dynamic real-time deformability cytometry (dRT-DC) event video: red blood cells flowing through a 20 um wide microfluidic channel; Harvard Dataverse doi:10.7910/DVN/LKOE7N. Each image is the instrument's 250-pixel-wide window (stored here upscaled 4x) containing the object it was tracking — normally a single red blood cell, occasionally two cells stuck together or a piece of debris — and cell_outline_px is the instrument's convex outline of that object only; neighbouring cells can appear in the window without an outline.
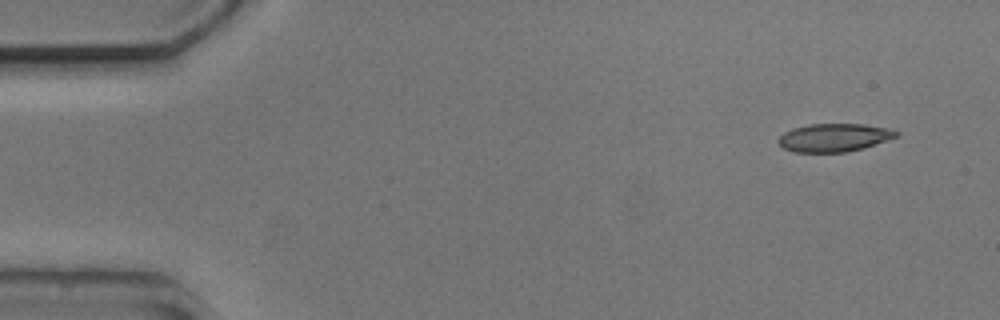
{"species": "common noctule bat (a hibernating species)", "species_latin": "Nyctalus noctula", "temperature_condition": "cold", "stored_images_in_passage": 6, "camera_frame_rate_fps": 3000, "um_per_image_px": 0.085, "animal": {"sex": "male", "body_mass_g": 20.5, "forearm_length_mm": 52.5}, "frame": {"image": 1, "passage_image": 1, "time_ms": 0.0, "image_size_px": [1000, 320], "cell_outline_px": [[900, 132], [896, 136], [864, 148], [844, 152], [796, 152], [784, 148], [776, 140], [784, 132], [792, 128], [808, 124], [864, 124], [892, 128]], "centroid_in_image_um": [70.89, 11.68], "position_along_channel_um": 14.1, "area_um2": 19.31}}